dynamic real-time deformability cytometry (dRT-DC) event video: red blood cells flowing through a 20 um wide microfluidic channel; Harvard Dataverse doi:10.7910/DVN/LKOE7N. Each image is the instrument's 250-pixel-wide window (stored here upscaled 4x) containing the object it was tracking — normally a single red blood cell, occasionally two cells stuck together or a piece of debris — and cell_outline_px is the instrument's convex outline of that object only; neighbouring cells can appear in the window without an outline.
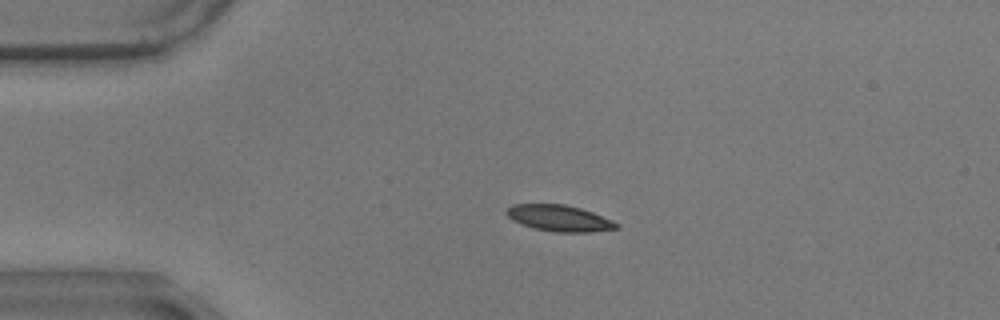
{"species": "common noctule bat (a hibernating species)", "species_latin": "Nyctalus noctula", "temperature_condition": "warm", "stored_images_in_passage": 26, "camera_frame_rate_fps": 3000, "um_per_image_px": 0.085, "animal": {"sex": "male", "body_mass_g": 17.9}, "frame": {"image": 1, "passage_image": 2, "time_ms": 0.333, "image_size_px": [1000, 320], "cell_outline_px": [[620, 228], [592, 232], [552, 232], [536, 228], [512, 220], [504, 212], [512, 204], [564, 204], [580, 208], [592, 212], [612, 220], [620, 224]], "centroid_in_image_um": [47.57, 18.55], "position_along_channel_um": 37.4, "area_um2": 16.76}}
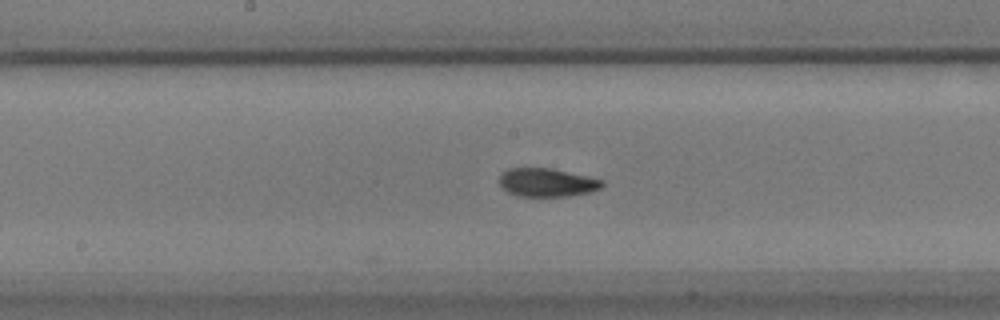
{"frame": {"image": 2, "passage_image": 19, "time_ms": 6.0, "image_size_px": [1000, 320], "cell_outline_px": [[604, 184], [600, 188], [592, 192], [568, 196], [516, 196], [508, 192], [500, 184], [500, 176], [508, 168], [548, 168], [604, 180]], "centroid_in_image_um": [46.5, 15.52], "position_along_channel_um": 201.7, "area_um2": 16.82}}
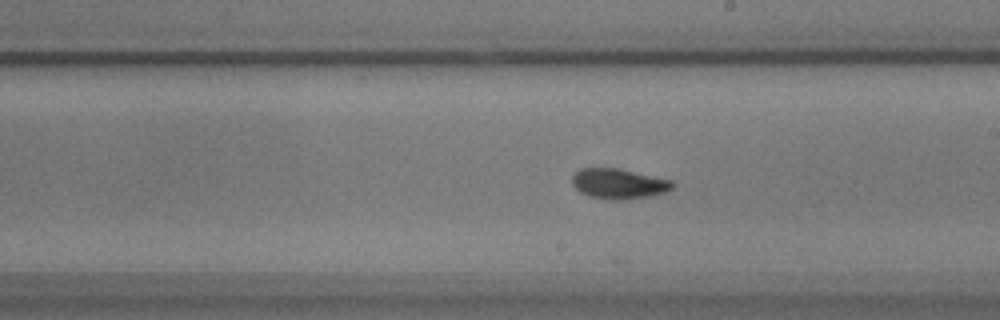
{"frame": {"image": 3, "passage_image": 22, "time_ms": 7.0, "image_size_px": [1000, 320], "cell_outline_px": [[676, 184], [668, 192], [648, 196], [620, 200], [612, 200], [588, 196], [580, 192], [572, 184], [572, 176], [580, 168], [620, 168], [672, 180]], "centroid_in_image_um": [52.61, 15.61], "position_along_channel_um": 236.4, "area_um2": 17.8}}